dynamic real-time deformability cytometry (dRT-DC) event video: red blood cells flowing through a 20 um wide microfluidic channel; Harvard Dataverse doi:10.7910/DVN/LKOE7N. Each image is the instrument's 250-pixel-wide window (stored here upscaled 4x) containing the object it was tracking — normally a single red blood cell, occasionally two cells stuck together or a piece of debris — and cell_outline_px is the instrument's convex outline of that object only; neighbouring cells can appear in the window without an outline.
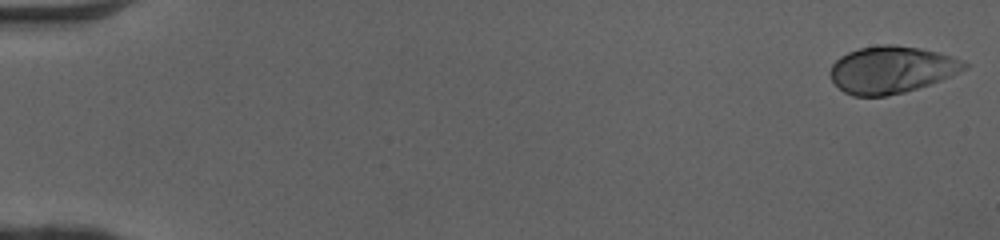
{"species": "human", "species_latin": "Homo sapiens", "temperature_condition": "cold", "stored_images_in_passage": 50, "camera_frame_rate_fps": 3000, "um_per_image_px": 0.085, "donor": {"sex": "female"}, "frame": {"image": 1, "passage_image": 1, "time_ms": 0.0, "image_size_px": [1000, 240], "cell_outline_px": [[968, 68], [952, 76], [904, 92], [884, 96], [852, 96], [844, 92], [832, 80], [828, 72], [832, 64], [840, 56], [848, 52], [860, 48], [884, 44], [892, 44], [920, 48], [936, 52], [964, 60], [968, 64]], "centroid_in_image_um": [75.77, 5.92], "position_along_channel_um": 9.2, "area_um2": 36.7}}
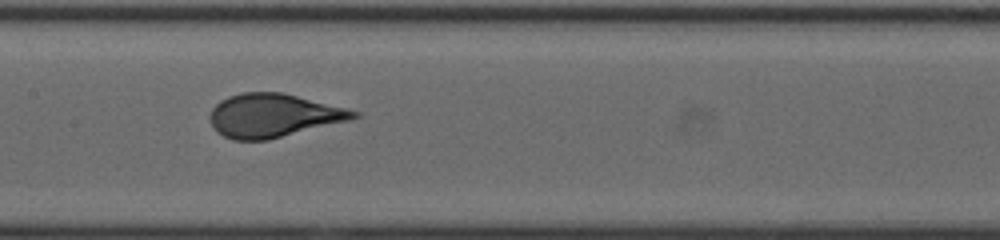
{"frame": {"image": 2, "passage_image": 26, "time_ms": 8.333, "image_size_px": [1000, 240], "cell_outline_px": [[360, 116], [348, 120], [268, 140], [232, 140], [216, 132], [212, 124], [212, 108], [220, 100], [228, 96], [240, 92], [280, 92], [360, 112]], "centroid_in_image_um": [23.19, 9.82], "position_along_channel_um": 184.2, "area_um2": 35.84}}
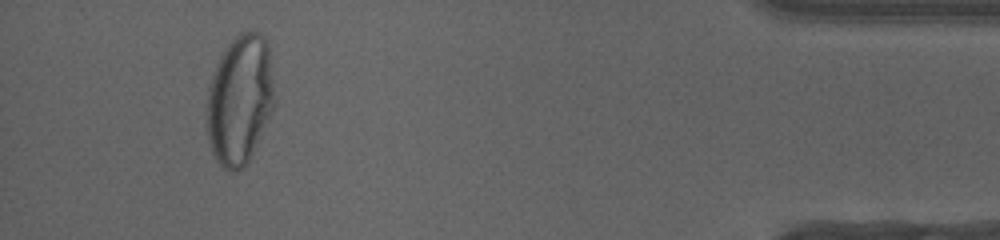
{"frame": {"image": 3, "passage_image": 47, "time_ms": 15.333, "image_size_px": [1000, 240], "cell_outline_px": [[276, 104], [248, 160], [236, 172], [228, 172], [216, 160], [212, 152], [208, 140], [204, 112], [208, 88], [212, 72], [220, 56], [228, 44], [240, 32], [252, 28], [260, 32], [264, 36], [268, 44], [276, 100]], "centroid_in_image_um": [20.37, 8.44], "position_along_channel_um": 414.8, "area_um2": 52.08}, "authors_computed_cell_mechanics": {"area_um2": 36.0961, "velocity_mm_per_s": 4.0979, "shape_relaxation_time_tau1_ms": 4.4968, "shape_relaxation_time_tau2_ms": null, "deformation_change_tau1": 0.2055, "deformation_change_tau2": null}}